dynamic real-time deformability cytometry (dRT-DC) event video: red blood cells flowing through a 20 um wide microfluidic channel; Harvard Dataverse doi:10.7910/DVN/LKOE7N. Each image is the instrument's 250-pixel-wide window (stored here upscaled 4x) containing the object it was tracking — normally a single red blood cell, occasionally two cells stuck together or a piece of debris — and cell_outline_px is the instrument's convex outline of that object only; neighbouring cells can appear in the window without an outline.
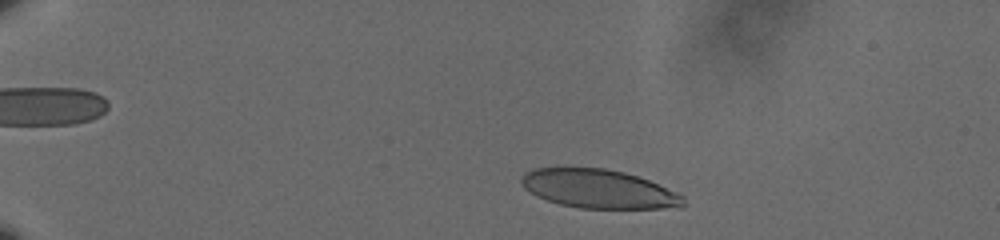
{"species": "human", "species_latin": "Homo sapiens", "temperature_condition": "cold", "stored_images_in_passage": 52, "camera_frame_rate_fps": 3000, "um_per_image_px": 0.085, "donor": {"sex": "male"}, "frame": {"image": 1, "passage_image": 5, "time_ms": 1.333, "image_size_px": [1000, 240], "cell_outline_px": [[684, 204], [680, 208], [580, 208], [560, 204], [536, 196], [524, 188], [520, 184], [520, 180], [528, 172], [536, 168], [604, 168], [624, 172], [648, 180], [684, 196]], "centroid_in_image_um": [50.89, 16.06], "position_along_channel_um": 34.1, "area_um2": 36.18}}
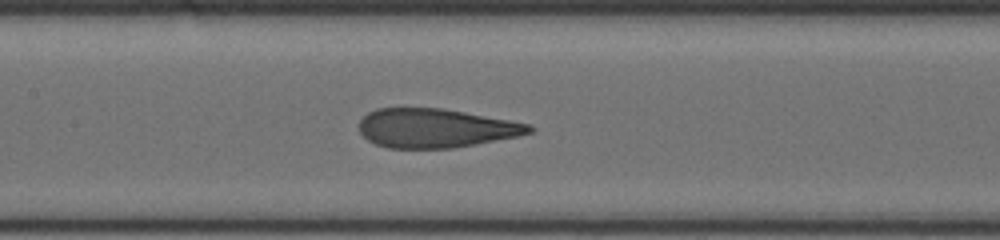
{"frame": {"image": 2, "passage_image": 24, "time_ms": 7.667, "image_size_px": [1000, 240], "cell_outline_px": [[532, 132], [520, 136], [452, 148], [388, 148], [376, 144], [368, 140], [360, 132], [360, 120], [368, 112], [376, 108], [444, 108], [532, 124]], "centroid_in_image_um": [37.04, 10.89], "position_along_channel_um": 170.4, "area_um2": 38.67}}
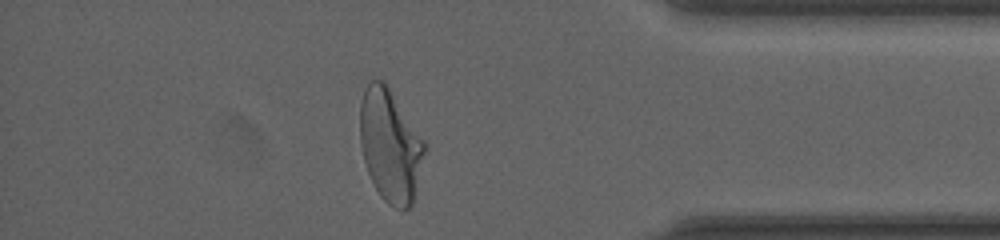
{"frame": {"image": 3, "passage_image": 45, "time_ms": 14.667, "image_size_px": [1000, 240], "cell_outline_px": [[428, 144], [412, 204], [408, 208], [396, 208], [388, 204], [380, 196], [368, 172], [364, 160], [360, 144], [360, 104], [364, 88], [372, 80], [384, 80]], "centroid_in_image_um": [33.18, 12.34], "position_along_channel_um": 402.0, "area_um2": 42.54}, "authors_computed_cell_mechanics": {"area_um2": 39.8242, "velocity_mm_per_s": 3.5944, "shape_relaxation_time_tau1_ms": 6.7049, "shape_relaxation_time_tau2_ms": 0.9941, "deformation_change_tau1": 0.2418, "deformation_change_tau2": 0.0825}}